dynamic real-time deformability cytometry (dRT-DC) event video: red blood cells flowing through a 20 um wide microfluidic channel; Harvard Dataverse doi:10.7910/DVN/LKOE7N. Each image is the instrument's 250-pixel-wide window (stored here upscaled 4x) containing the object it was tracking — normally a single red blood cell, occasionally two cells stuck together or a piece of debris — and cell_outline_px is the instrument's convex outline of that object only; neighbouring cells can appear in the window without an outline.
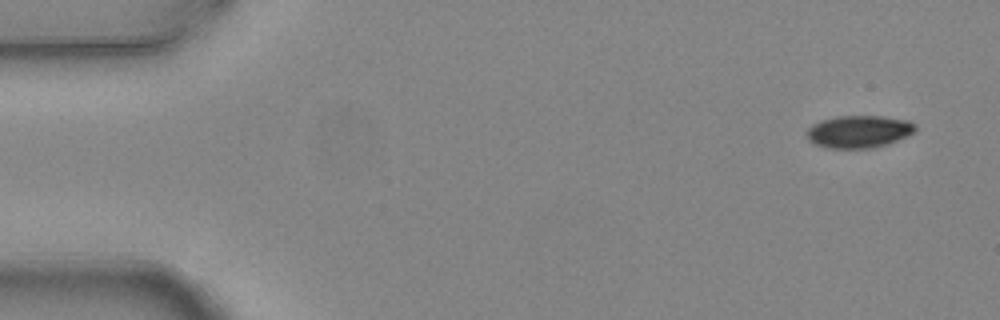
{"species": "common noctule bat (a hibernating species)", "species_latin": "Nyctalus noctula", "temperature_condition": "warm", "stored_images_in_passage": 6, "camera_frame_rate_fps": 3000, "um_per_image_px": 0.085, "animal": {"sex": "female", "body_mass_g": 24.6, "forearm_length_mm": 56.2}, "frame": {"image": 1, "passage_image": 1, "time_ms": 0.0, "image_size_px": [1000, 320], "cell_outline_px": [[916, 132], [908, 136], [888, 144], [872, 148], [828, 148], [812, 144], [808, 140], [804, 132], [812, 124], [820, 120], [836, 116], [880, 116], [908, 120], [916, 124]], "centroid_in_image_um": [72.98, 11.19], "position_along_channel_um": 12.0, "area_um2": 20.92}}
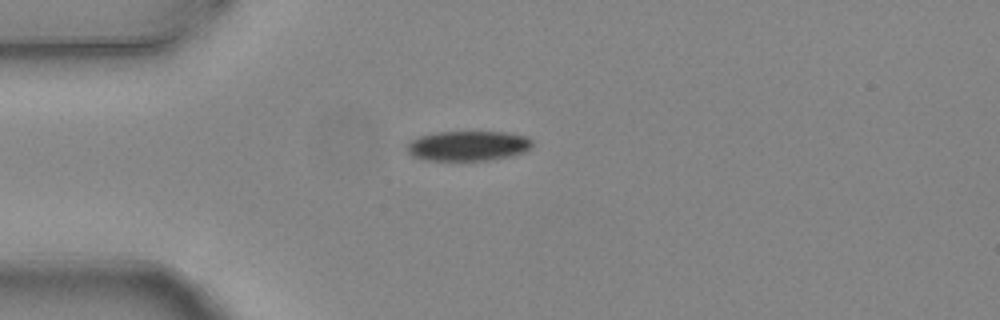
{"frame": {"image": 2, "passage_image": 4, "time_ms": 1.0, "image_size_px": [1000, 320], "cell_outline_px": [[532, 148], [524, 152], [512, 156], [488, 160], [424, 160], [412, 156], [404, 148], [404, 144], [420, 136], [436, 132], [508, 132], [528, 136], [532, 140]], "centroid_in_image_um": [39.78, 12.39], "position_along_channel_um": 45.2, "area_um2": 22.2}}
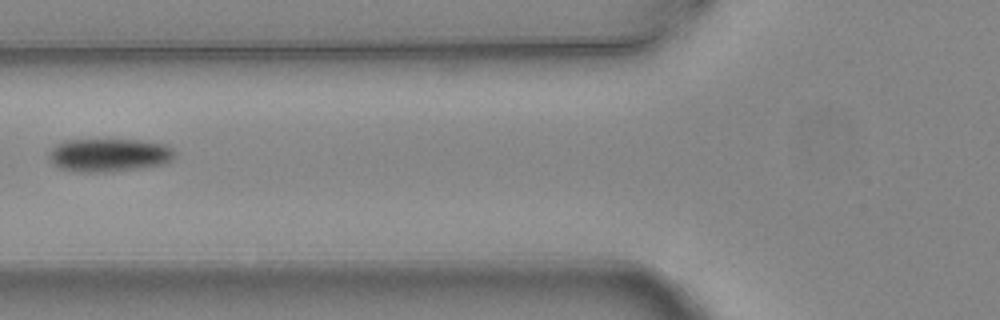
{"frame": {"image": 3, "passage_image": 6, "time_ms": 1.667, "image_size_px": [1000, 320], "cell_outline_px": [[176, 156], [172, 160], [164, 164], [144, 168], [112, 172], [80, 172], [60, 168], [52, 164], [48, 156], [52, 148], [56, 144], [68, 140], [140, 140], [168, 144], [176, 152]], "centroid_in_image_um": [9.32, 13.19], "position_along_channel_um": 116.5, "area_um2": 24.74}}